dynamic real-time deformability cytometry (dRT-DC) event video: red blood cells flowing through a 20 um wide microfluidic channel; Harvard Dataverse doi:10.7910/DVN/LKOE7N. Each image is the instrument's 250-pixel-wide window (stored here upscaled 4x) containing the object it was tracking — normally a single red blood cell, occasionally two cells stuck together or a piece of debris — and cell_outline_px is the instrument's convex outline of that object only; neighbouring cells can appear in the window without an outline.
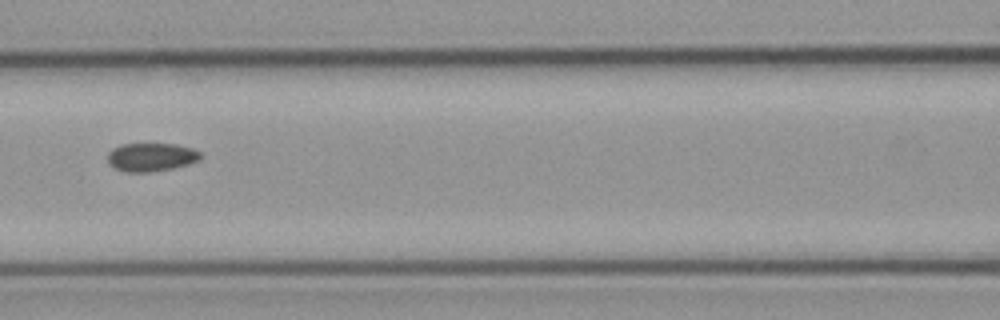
{"species": "common noctule bat (a hibernating species)", "species_latin": "Nyctalus noctula", "temperature_condition": "cold", "stored_images_in_passage": 7, "camera_frame_rate_fps": 3000, "um_per_image_px": 0.085, "animal": {"sex": "male", "body_mass_g": 23.1, "forearm_length_mm": 52.7}, "frame": {"image": 1, "passage_image": 7, "time_ms": 8.0, "image_size_px": [1000, 320], "cell_outline_px": [[200, 160], [188, 164], [172, 168], [148, 172], [124, 172], [108, 164], [108, 152], [112, 148], [120, 144], [176, 144], [192, 148], [200, 152]], "centroid_in_image_um": [12.82, 13.35], "position_along_channel_um": 153.8, "area_um2": 15.37}}